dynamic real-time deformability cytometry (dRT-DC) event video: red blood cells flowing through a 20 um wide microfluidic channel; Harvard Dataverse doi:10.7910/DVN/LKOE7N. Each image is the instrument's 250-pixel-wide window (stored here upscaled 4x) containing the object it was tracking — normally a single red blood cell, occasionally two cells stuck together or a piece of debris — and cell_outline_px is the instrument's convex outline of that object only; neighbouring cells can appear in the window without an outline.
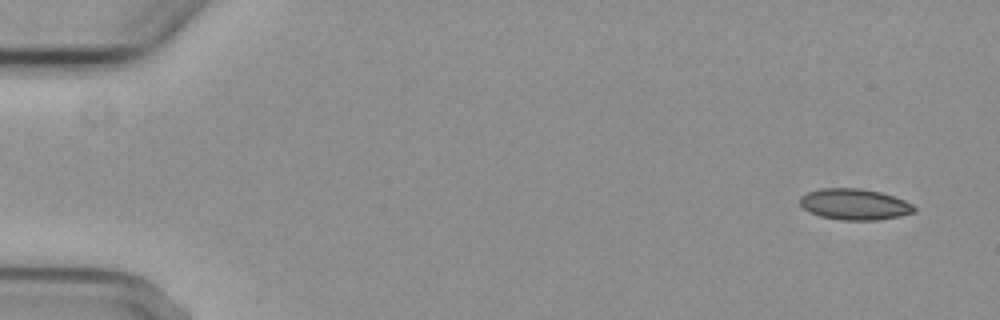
{"species": "common noctule bat (a hibernating species)", "species_latin": "Nyctalus noctula", "temperature_condition": "cold", "stored_images_in_passage": 5, "camera_frame_rate_fps": 3000, "um_per_image_px": 0.085, "animal": {"sex": "female", "body_mass_g": 29.2, "forearm_length_mm": 56.3}, "frame": {"image": 1, "passage_image": 1, "time_ms": 0.0, "image_size_px": [1000, 320], "cell_outline_px": [[916, 212], [900, 216], [876, 220], [844, 220], [820, 216], [808, 212], [800, 204], [800, 196], [808, 192], [820, 188], [860, 188], [880, 192], [904, 200], [912, 204], [916, 208]], "centroid_in_image_um": [72.63, 17.36], "position_along_channel_um": 12.4, "area_um2": 20.69}}
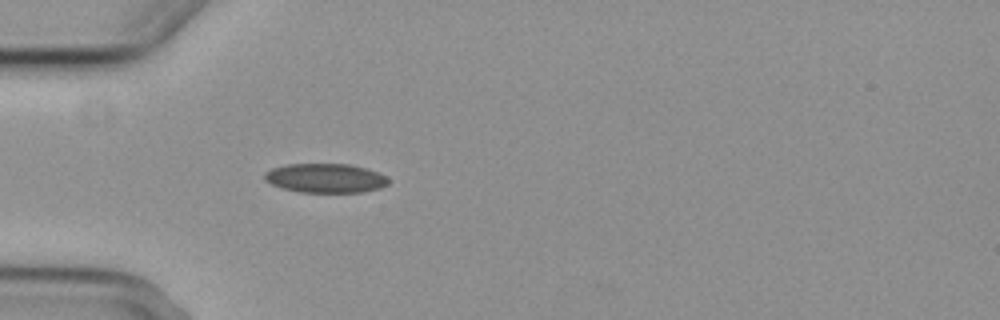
{"frame": {"image": 2, "passage_image": 5, "time_ms": 4.667, "image_size_px": [1000, 320], "cell_outline_px": [[388, 184], [380, 188], [364, 192], [300, 192], [284, 188], [272, 184], [264, 180], [264, 172], [272, 168], [288, 164], [352, 164], [388, 176]], "centroid_in_image_um": [27.67, 15.14], "position_along_channel_um": 57.3, "area_um2": 21.04}}